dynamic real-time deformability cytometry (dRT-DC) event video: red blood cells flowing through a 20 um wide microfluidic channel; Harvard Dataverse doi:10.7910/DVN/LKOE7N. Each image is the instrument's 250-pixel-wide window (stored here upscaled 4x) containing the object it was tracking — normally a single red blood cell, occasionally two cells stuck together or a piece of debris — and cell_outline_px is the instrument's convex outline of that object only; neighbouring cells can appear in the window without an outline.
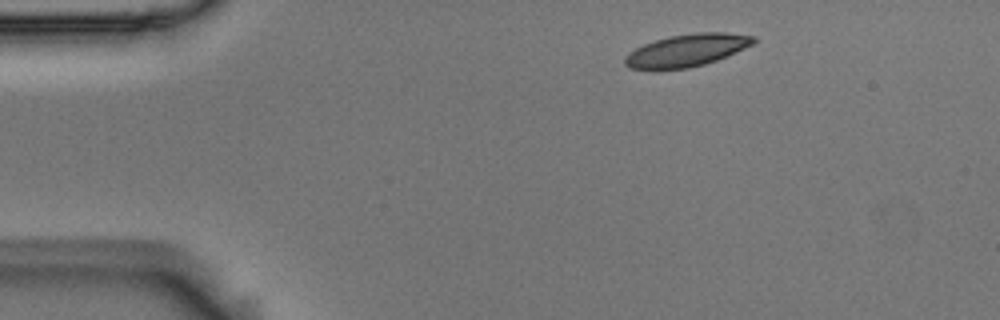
{"species": "Egyptian fruit bat (a non-hibernating species)", "species_latin": "Rousettus aegyptiacus", "temperature_condition": "room temperature", "stored_images_in_passage": 3, "camera_frame_rate_fps": 3000, "um_per_image_px": 0.085, "animal": {"sex": "male"}, "frame": {"image": 1, "passage_image": 1, "time_ms": 0.0, "image_size_px": [1000, 320], "cell_outline_px": [[756, 40], [752, 44], [744, 48], [716, 60], [704, 64], [688, 68], [628, 68], [624, 64], [624, 56], [628, 52], [644, 44], [656, 40], [672, 36], [696, 32], [724, 32], [756, 36]], "centroid_in_image_um": [58.38, 4.26], "position_along_channel_um": 26.6, "area_um2": 23.81}}